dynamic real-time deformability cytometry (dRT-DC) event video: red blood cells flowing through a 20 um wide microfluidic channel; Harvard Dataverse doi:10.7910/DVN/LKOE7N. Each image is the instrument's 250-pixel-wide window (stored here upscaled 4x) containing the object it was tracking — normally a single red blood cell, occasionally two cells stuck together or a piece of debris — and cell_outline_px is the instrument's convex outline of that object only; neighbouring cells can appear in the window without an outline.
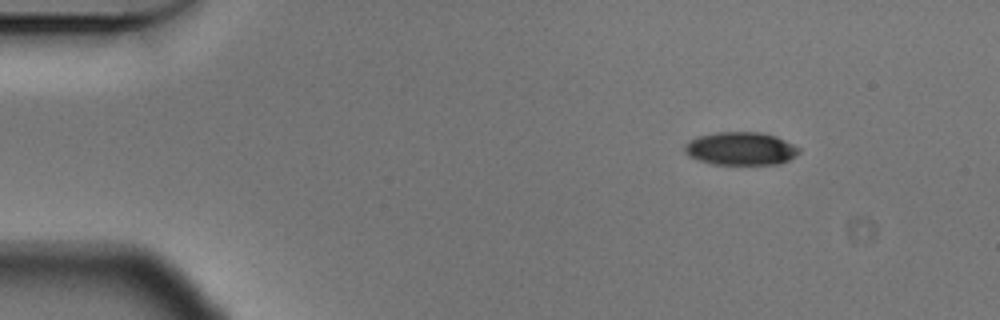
{"species": "Egyptian fruit bat (a non-hibernating species)", "species_latin": "Rousettus aegyptiacus", "temperature_condition": "cold", "stored_images_in_passage": 6, "camera_frame_rate_fps": 3000, "um_per_image_px": 0.085, "animal": {"sex": "male"}, "frame": {"image": 1, "passage_image": 1, "time_ms": 0.0, "image_size_px": [1000, 320], "cell_outline_px": [[800, 152], [796, 156], [780, 164], [712, 164], [696, 160], [688, 156], [684, 152], [684, 144], [688, 140], [700, 136], [716, 132], [760, 132], [776, 136], [800, 148]], "centroid_in_image_um": [62.93, 12.63], "position_along_channel_um": 22.1, "area_um2": 22.2}}